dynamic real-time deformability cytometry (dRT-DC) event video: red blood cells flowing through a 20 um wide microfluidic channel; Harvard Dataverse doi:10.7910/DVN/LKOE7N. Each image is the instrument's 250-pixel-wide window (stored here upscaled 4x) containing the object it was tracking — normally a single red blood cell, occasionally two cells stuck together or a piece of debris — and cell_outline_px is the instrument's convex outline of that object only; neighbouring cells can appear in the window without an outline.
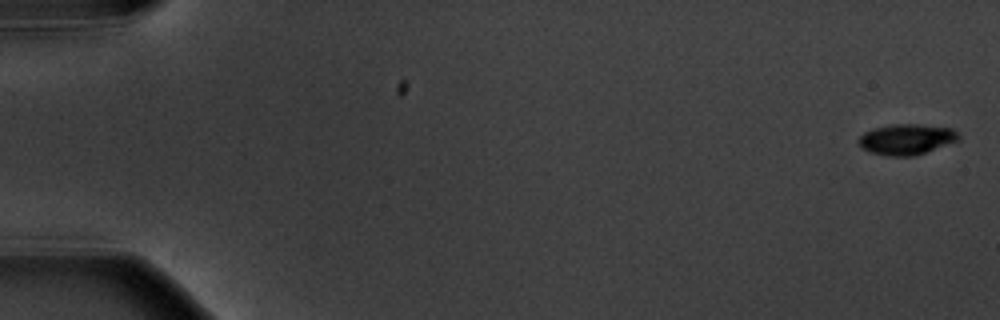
{"species": "common noctule bat (a hibernating species)", "species_latin": "Nyctalus noctula", "temperature_condition": "warm", "stored_images_in_passage": 7, "segment_of_instrument_passage": [1, 2], "camera_frame_rate_fps": 3000, "um_per_image_px": 0.085, "animal": {"sex": "male", "body_mass_g": 20.1, "forearm_length_mm": 53.5}, "frame": {"image": 1, "passage_image": 1, "time_ms": 0.0, "image_size_px": [1000, 320], "cell_outline_px": [[960, 140], [912, 156], [888, 156], [868, 152], [860, 148], [856, 140], [864, 132], [872, 128], [892, 124], [920, 124], [952, 128], [960, 136]], "centroid_in_image_um": [77.0, 11.83], "position_along_channel_um": 8.0, "area_um2": 18.03}}
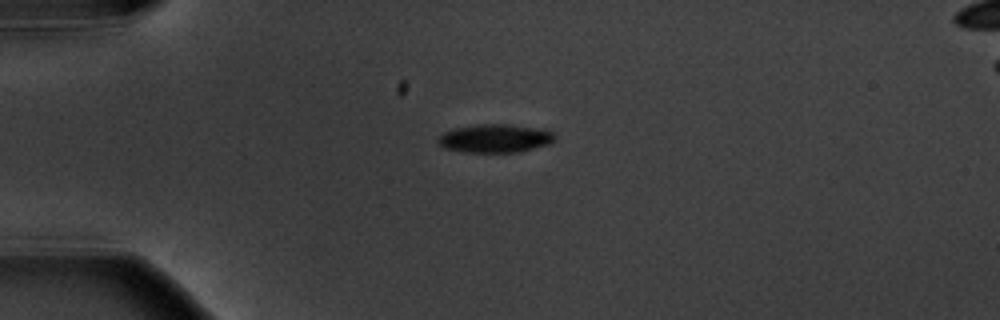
{"frame": {"image": 2, "passage_image": 5, "time_ms": 4.667, "image_size_px": [1000, 320], "cell_outline_px": [[556, 140], [552, 144], [520, 152], [460, 152], [444, 148], [436, 140], [436, 136], [452, 128], [480, 124], [504, 124], [540, 128], [552, 132], [556, 136]], "centroid_in_image_um": [42.08, 11.77], "position_along_channel_um": 42.9, "area_um2": 19.71}}